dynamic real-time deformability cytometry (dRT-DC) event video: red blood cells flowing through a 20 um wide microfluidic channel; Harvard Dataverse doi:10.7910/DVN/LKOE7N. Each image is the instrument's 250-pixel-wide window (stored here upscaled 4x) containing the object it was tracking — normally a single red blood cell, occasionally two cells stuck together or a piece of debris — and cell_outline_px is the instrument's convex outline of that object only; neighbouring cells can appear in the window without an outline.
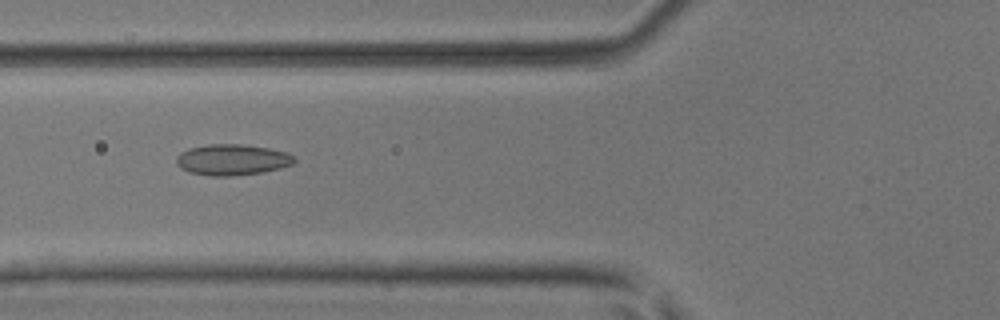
{"species": "common noctule bat (a hibernating species)", "species_latin": "Nyctalus noctula", "temperature_condition": "room temperature", "stored_images_in_passage": 6, "camera_frame_rate_fps": 3000, "um_per_image_px": 0.085, "animal": {"sex": "male", "body_mass_g": 17.9, "forearm_length_mm": 54.2}, "frame": {"image": 1, "passage_image": 6, "time_ms": 1.667, "image_size_px": [1000, 320], "cell_outline_px": [[296, 160], [292, 164], [280, 168], [260, 172], [232, 176], [212, 176], [188, 172], [180, 168], [176, 164], [176, 156], [180, 152], [188, 148], [208, 144], [240, 144], [268, 148], [288, 152]], "centroid_in_image_um": [19.69, 13.57], "position_along_channel_um": 106.1, "area_um2": 21.33}}